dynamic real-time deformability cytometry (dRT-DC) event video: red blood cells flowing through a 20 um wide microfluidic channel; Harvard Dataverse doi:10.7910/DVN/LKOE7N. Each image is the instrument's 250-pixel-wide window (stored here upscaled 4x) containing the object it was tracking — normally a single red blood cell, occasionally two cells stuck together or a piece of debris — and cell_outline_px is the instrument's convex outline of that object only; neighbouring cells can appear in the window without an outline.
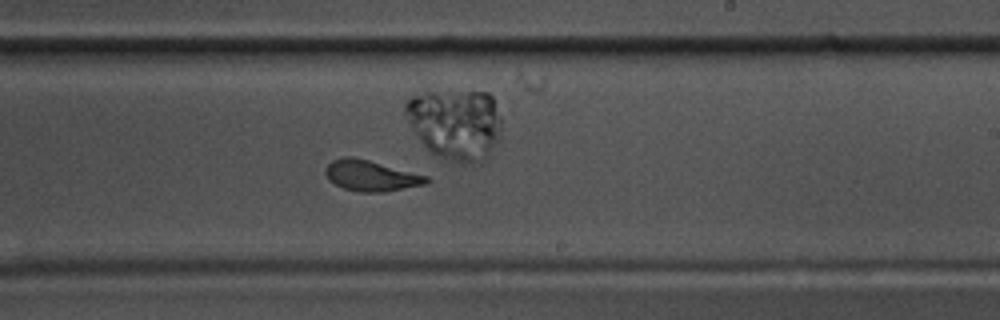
{"species": "common noctule bat (a hibernating species)", "species_latin": "Nyctalus noctula", "temperature_condition": "warm", "stored_images_in_passage": 31, "camera_frame_rate_fps": 3000, "um_per_image_px": 0.085, "animal": {"sex": "male", "body_mass_g": 17.5, "forearm_length_mm": 52.3}, "frame": {"image": 1, "passage_image": 22, "time_ms": 7.0, "image_size_px": [1000, 320], "cell_outline_px": [[432, 180], [428, 184], [384, 192], [360, 192], [344, 188], [328, 180], [324, 172], [324, 168], [332, 160], [344, 156], [352, 156], [368, 160], [428, 176]], "centroid_in_image_um": [31.54, 14.93], "position_along_channel_um": 257.5, "area_um2": 18.21}}